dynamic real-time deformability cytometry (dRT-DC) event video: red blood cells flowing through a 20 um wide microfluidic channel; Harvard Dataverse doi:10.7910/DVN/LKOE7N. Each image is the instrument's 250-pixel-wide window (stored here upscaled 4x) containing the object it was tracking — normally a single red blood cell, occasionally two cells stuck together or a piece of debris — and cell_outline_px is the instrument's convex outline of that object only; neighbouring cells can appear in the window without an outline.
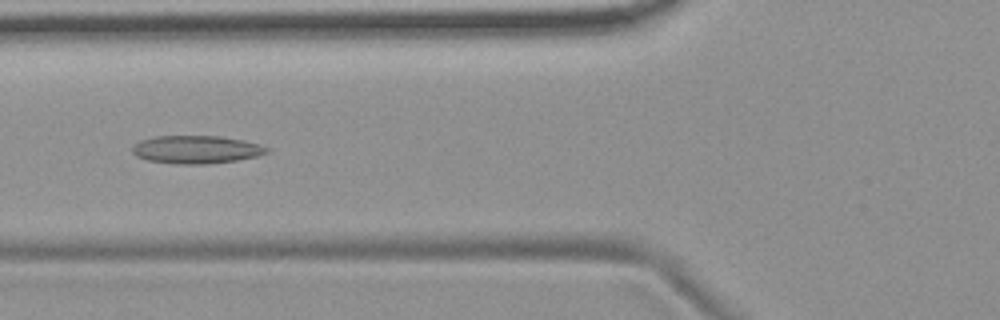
{"species": "common noctule bat (a hibernating species)", "species_latin": "Nyctalus noctula", "temperature_condition": "room temperature", "stored_images_in_passage": 53, "camera_frame_rate_fps": 3000, "um_per_image_px": 0.085, "animal": {"sex": "female", "body_mass_g": 19.9}, "frame": {"image": 1, "passage_image": 20, "time_ms": 6.333, "image_size_px": [1000, 320], "cell_outline_px": [[268, 152], [256, 156], [236, 160], [204, 164], [176, 164], [148, 160], [136, 156], [132, 152], [132, 148], [140, 140], [156, 136], [220, 136], [244, 140], [268, 148]], "centroid_in_image_um": [16.65, 12.71], "position_along_channel_um": 109.2, "area_um2": 21.68}}
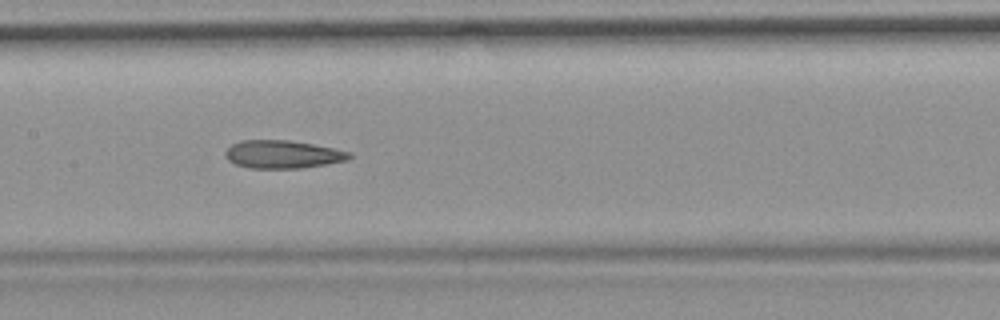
{"frame": {"image": 2, "passage_image": 26, "time_ms": 8.333, "image_size_px": [1000, 320], "cell_outline_px": [[352, 156], [348, 160], [304, 168], [248, 168], [236, 164], [228, 160], [224, 156], [224, 152], [232, 144], [240, 140], [288, 140], [336, 148], [352, 152]], "centroid_in_image_um": [24.04, 13.12], "position_along_channel_um": 183.4, "area_um2": 20.4}}
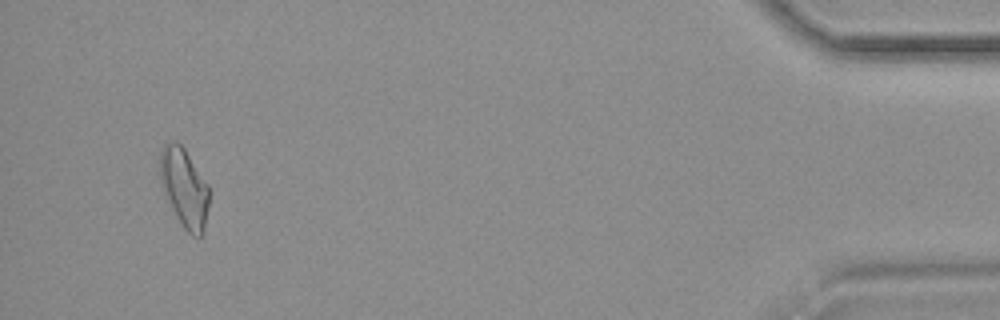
{"frame": {"image": 3, "passage_image": 51, "time_ms": 16.667, "image_size_px": [1000, 320], "cell_outline_px": [[208, 208], [204, 232], [200, 236], [192, 236], [184, 228], [172, 208], [160, 180], [160, 152], [164, 144], [176, 140], [184, 148], [208, 184]], "centroid_in_image_um": [15.67, 15.95], "position_along_channel_um": 419.5, "area_um2": 22.2}, "authors_computed_cell_mechanics": {"area_um2": 21.386, "velocity_mm_per_s": 3.7047, "shape_relaxation_time_tau1_ms": null, "shape_relaxation_time_tau2_ms": 6.0909, "deformation_change_tau1": null, "deformation_change_tau2": 0.1673}}